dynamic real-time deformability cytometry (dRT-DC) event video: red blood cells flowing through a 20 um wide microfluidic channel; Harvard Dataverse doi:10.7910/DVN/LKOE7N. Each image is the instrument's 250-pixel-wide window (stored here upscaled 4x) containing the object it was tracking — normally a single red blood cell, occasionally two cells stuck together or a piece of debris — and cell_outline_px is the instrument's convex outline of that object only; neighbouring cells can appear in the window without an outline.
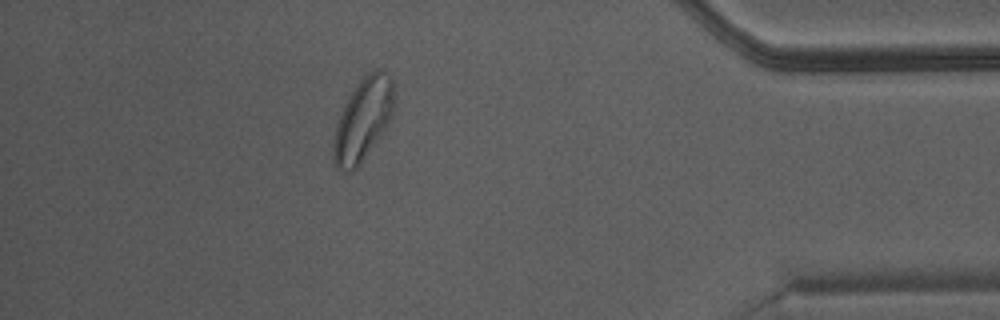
{"species": "Egyptian fruit bat (a non-hibernating species)", "species_latin": "Rousettus aegyptiacus", "temperature_condition": "warm", "stored_images_in_passage": 37, "camera_frame_rate_fps": 3000, "um_per_image_px": 0.085, "animal": {"sex": "male"}, "frame": {"image": 1, "passage_image": 32, "time_ms": 10.333, "image_size_px": [1000, 320], "cell_outline_px": [[392, 116], [356, 172], [348, 172], [336, 168], [332, 160], [332, 140], [336, 124], [344, 104], [348, 96], [360, 80], [368, 72], [376, 68], [380, 68], [392, 80]], "centroid_in_image_um": [30.79, 10.22], "position_along_channel_um": 404.4, "area_um2": 29.13}}